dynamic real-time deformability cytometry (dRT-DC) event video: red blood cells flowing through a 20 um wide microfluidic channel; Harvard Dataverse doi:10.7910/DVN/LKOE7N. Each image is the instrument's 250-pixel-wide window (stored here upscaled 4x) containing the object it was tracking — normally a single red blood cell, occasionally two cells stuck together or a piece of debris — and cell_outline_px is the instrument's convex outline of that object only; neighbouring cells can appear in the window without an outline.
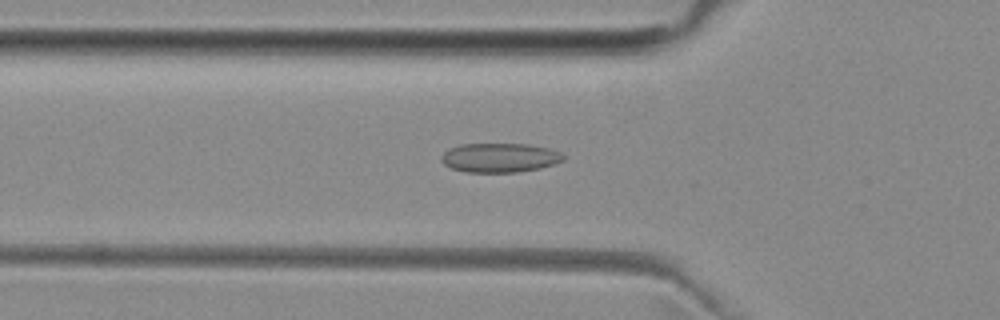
{"species": "common noctule bat (a hibernating species)", "species_latin": "Nyctalus noctula", "temperature_condition": "room temperature", "stored_images_in_passage": 26, "camera_frame_rate_fps": 3000, "um_per_image_px": 0.085, "animal": {"sex": "female", "body_mass_g": 29.2, "forearm_length_mm": 56.3}, "frame": {"image": 1, "passage_image": 16, "time_ms": 5.0, "image_size_px": [1000, 320], "cell_outline_px": [[564, 160], [540, 168], [516, 172], [464, 172], [452, 168], [444, 164], [440, 160], [440, 156], [448, 148], [460, 144], [528, 144], [548, 148], [560, 152], [564, 156]], "centroid_in_image_um": [42.43, 13.4], "position_along_channel_um": 83.4, "area_um2": 20.81}}
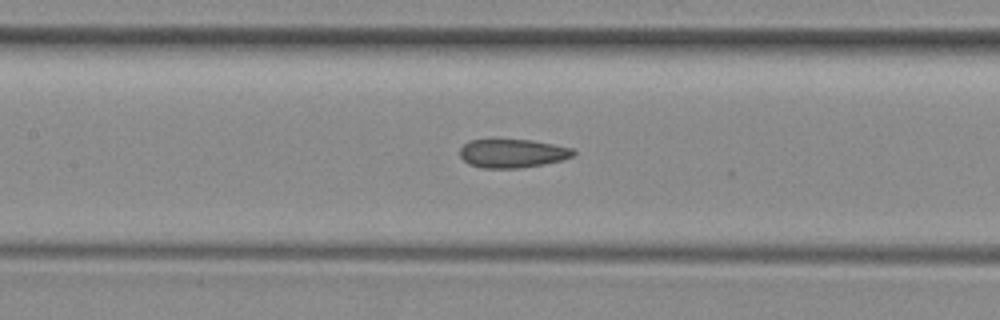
{"frame": {"image": 2, "passage_image": 22, "time_ms": 7.0, "image_size_px": [1000, 320], "cell_outline_px": [[576, 152], [572, 156], [560, 160], [544, 164], [520, 168], [480, 168], [468, 164], [460, 156], [460, 148], [468, 140], [532, 140], [572, 148]], "centroid_in_image_um": [43.52, 13.04], "position_along_channel_um": 163.9, "area_um2": 18.84}}
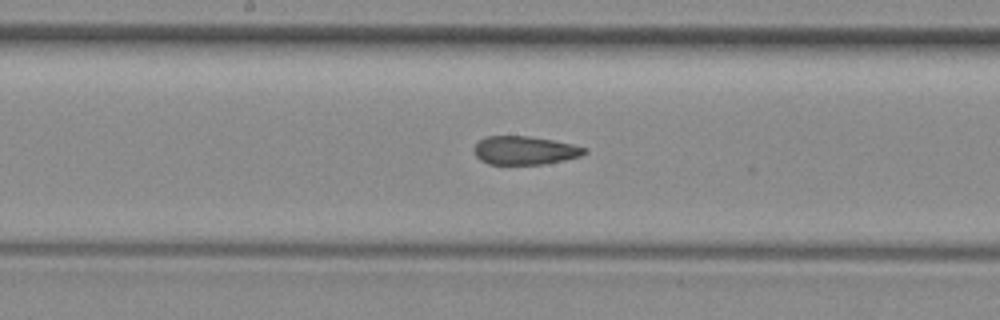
{"frame": {"image": 3, "passage_image": 25, "time_ms": 8.0, "image_size_px": [1000, 320], "cell_outline_px": [[588, 152], [580, 156], [564, 160], [544, 164], [488, 164], [480, 160], [476, 156], [476, 144], [480, 140], [488, 136], [528, 136], [552, 140], [572, 144], [588, 148]], "centroid_in_image_um": [44.64, 12.79], "position_along_channel_um": 203.6, "area_um2": 18.15}}